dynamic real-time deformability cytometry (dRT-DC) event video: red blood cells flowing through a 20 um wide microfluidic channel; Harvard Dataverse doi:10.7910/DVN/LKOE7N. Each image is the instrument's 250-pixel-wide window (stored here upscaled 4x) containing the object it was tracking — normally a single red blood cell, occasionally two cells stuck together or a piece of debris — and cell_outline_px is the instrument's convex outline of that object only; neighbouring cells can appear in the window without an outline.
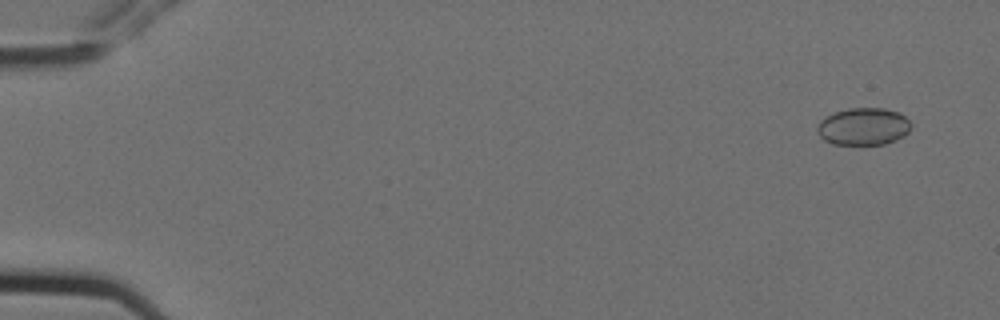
{"species": "Egyptian fruit bat (a non-hibernating species)", "species_latin": "Rousettus aegyptiacus", "temperature_condition": "cold", "stored_images_in_passage": 6, "segment_of_instrument_passage": [2, 2], "camera_frame_rate_fps": 3000, "um_per_image_px": 0.085, "animal": {"sex": "female"}, "frame": {"image": 1, "passage_image": 6, "time_ms": 1.667, "image_size_px": [1000, 320], "cell_outline_px": [[912, 128], [904, 136], [896, 140], [884, 144], [832, 144], [824, 140], [816, 132], [816, 128], [820, 120], [824, 116], [848, 108], [884, 108], [900, 112], [912, 124]], "centroid_in_image_um": [73.39, 10.75], "position_along_channel_um": 11.6, "area_um2": 20.63}}